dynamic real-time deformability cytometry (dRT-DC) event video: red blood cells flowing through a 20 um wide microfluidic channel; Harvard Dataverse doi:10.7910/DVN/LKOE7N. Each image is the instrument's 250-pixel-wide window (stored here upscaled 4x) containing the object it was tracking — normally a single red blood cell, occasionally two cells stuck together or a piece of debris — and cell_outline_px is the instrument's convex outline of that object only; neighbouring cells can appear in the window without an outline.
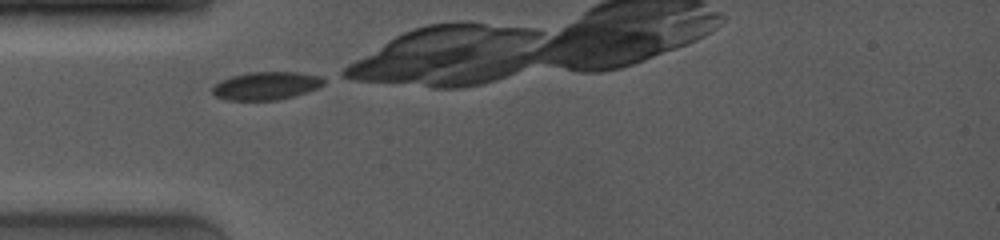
{"species": "common noctule bat (a hibernating species)", "species_latin": "Nyctalus noctula", "temperature_condition": "room temperature", "stored_images_in_passage": 6, "camera_frame_rate_fps": 4000, "um_per_image_px": 0.085, "animal": {"sex": "female", "body_mass_g": 19.0, "forearm_length_mm": 53.3}, "frame": {"image": 1, "passage_image": 1, "time_ms": 0.0, "image_size_px": [1000, 240], "cell_outline_px": [[324, 84], [316, 88], [292, 96], [276, 100], [228, 100], [216, 96], [212, 92], [212, 88], [220, 80], [232, 76], [252, 72], [296, 72], [320, 76], [324, 80]], "centroid_in_image_um": [22.59, 7.29], "position_along_channel_um": 62.4, "area_um2": 17.86}}